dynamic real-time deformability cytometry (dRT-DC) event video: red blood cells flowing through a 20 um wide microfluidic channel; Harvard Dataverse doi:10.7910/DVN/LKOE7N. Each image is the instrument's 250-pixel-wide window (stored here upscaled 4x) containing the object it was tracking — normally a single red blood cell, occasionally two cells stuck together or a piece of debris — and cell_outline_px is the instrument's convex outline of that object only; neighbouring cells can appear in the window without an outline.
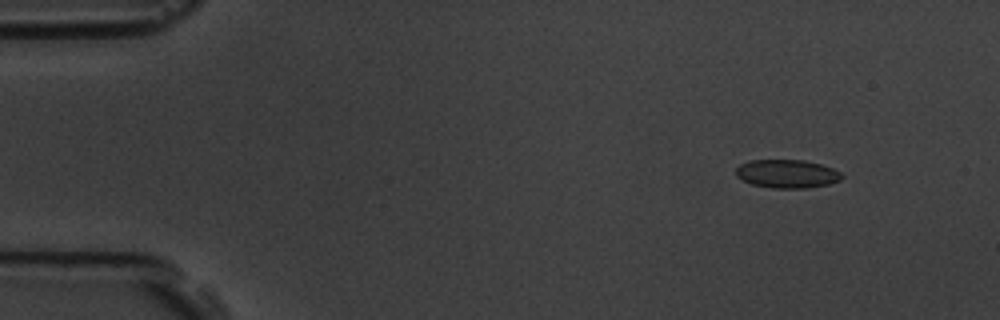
{"species": "common noctule bat (a hibernating species)", "species_latin": "Nyctalus noctula", "temperature_condition": "room temperature", "stored_images_in_passage": 5, "camera_frame_rate_fps": 3000, "um_per_image_px": 0.085, "animal": {"sex": "male", "body_mass_g": 19.5, "forearm_length_mm": 54.6}, "frame": {"image": 1, "passage_image": 1, "time_ms": 0.0, "image_size_px": [1000, 320], "cell_outline_px": [[844, 176], [840, 180], [828, 184], [804, 188], [772, 188], [752, 184], [736, 176], [736, 168], [740, 164], [748, 160], [804, 160], [820, 164], [832, 168], [840, 172]], "centroid_in_image_um": [66.89, 14.76], "position_along_channel_um": 18.1, "area_um2": 17.46}}
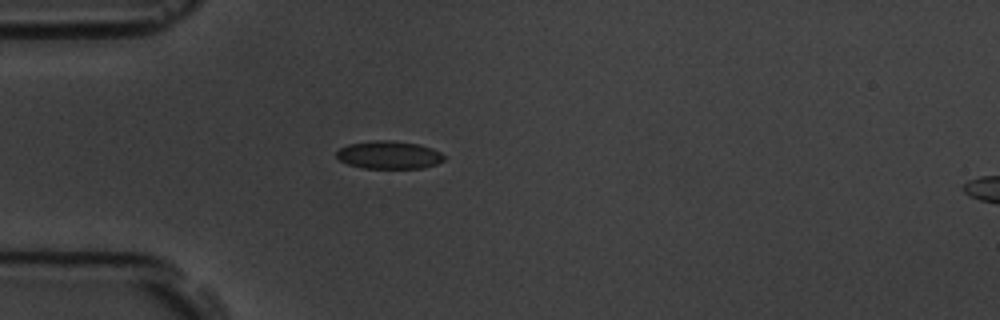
{"frame": {"image": 2, "passage_image": 4, "time_ms": 3.333, "image_size_px": [1000, 320], "cell_outline_px": [[444, 160], [436, 164], [424, 168], [364, 168], [348, 164], [340, 160], [336, 156], [336, 152], [340, 148], [348, 144], [372, 140], [392, 140], [420, 144], [432, 148], [440, 152], [444, 156]], "centroid_in_image_um": [33.07, 13.16], "position_along_channel_um": 51.9, "area_um2": 17.57}}